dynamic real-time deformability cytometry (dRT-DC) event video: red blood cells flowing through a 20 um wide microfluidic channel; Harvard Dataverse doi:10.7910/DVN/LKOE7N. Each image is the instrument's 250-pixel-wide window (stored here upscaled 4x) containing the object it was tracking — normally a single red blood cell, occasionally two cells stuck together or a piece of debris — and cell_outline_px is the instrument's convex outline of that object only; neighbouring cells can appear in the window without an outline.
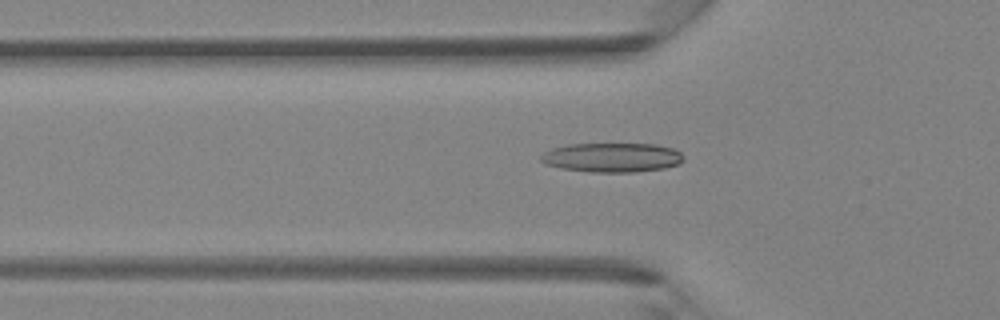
{"species": "Egyptian fruit bat (a non-hibernating species)", "species_latin": "Rousettus aegyptiacus", "temperature_condition": "room temperature", "stored_images_in_passage": 35, "camera_frame_rate_fps": 3000, "um_per_image_px": 0.085, "animal": {"sex": "female"}, "frame": {"image": 1, "passage_image": 6, "time_ms": 1.667, "image_size_px": [1000, 320], "cell_outline_px": [[684, 160], [680, 164], [664, 168], [636, 172], [592, 172], [560, 168], [544, 164], [540, 160], [540, 156], [544, 152], [552, 148], [564, 144], [656, 144], [672, 148], [680, 152], [684, 156]], "centroid_in_image_um": [52.02, 13.38], "position_along_channel_um": 73.8, "area_um2": 24.62}}
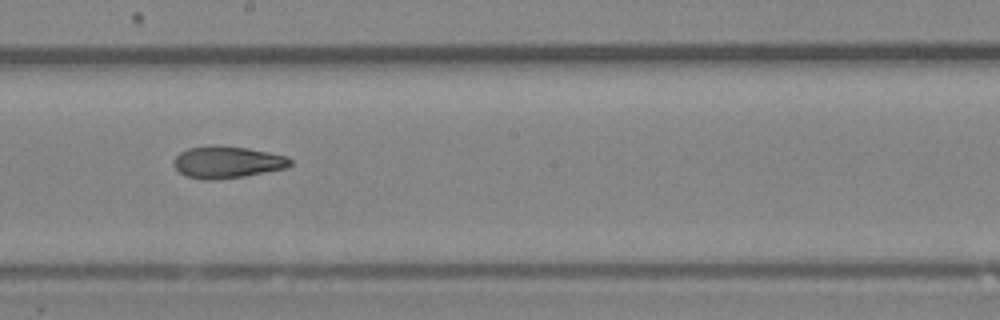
{"frame": {"image": 2, "passage_image": 16, "time_ms": 5.0, "image_size_px": [1000, 320], "cell_outline_px": [[292, 164], [288, 168], [244, 176], [216, 180], [204, 180], [184, 176], [172, 164], [172, 160], [180, 152], [188, 148], [212, 144], [248, 148], [288, 156], [292, 160]], "centroid_in_image_um": [19.3, 13.78], "position_along_channel_um": 228.9, "area_um2": 22.08}}
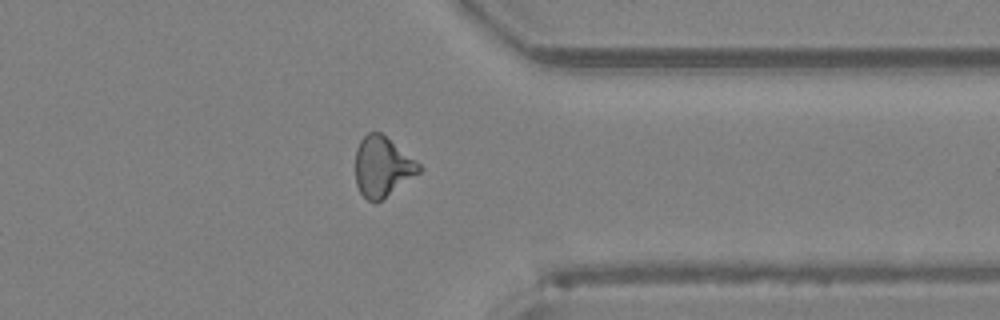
{"frame": {"image": 3, "passage_image": 26, "time_ms": 8.333, "image_size_px": [1000, 320], "cell_outline_px": [[424, 168], [420, 172], [380, 200], [368, 200], [360, 192], [356, 184], [356, 148], [360, 140], [368, 132], [380, 132], [416, 160]], "centroid_in_image_um": [32.5, 14.14], "position_along_channel_um": 378.9, "area_um2": 21.85}}